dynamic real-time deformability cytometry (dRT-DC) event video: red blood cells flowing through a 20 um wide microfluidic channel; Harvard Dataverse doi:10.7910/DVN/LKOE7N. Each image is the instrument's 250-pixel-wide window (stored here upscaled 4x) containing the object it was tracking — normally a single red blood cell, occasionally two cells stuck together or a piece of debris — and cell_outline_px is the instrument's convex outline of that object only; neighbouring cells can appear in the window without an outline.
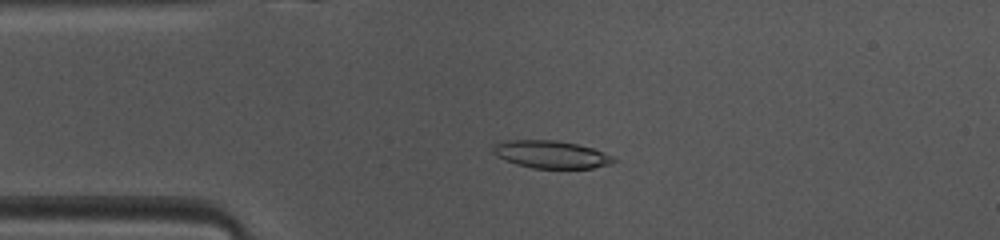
{"species": "common noctule bat (a hibernating species)", "species_latin": "Nyctalus noctula", "temperature_condition": "warm", "stored_images_in_passage": 47, "camera_frame_rate_fps": 3000, "um_per_image_px": 0.085, "animal": {"sex": "female", "body_mass_g": 10.0, "forearm_length_mm": 53.1}, "frame": {"image": 1, "passage_image": 10, "time_ms": 3.0, "image_size_px": [1000, 240], "cell_outline_px": [[616, 160], [612, 164], [592, 168], [532, 168], [516, 164], [504, 160], [496, 156], [492, 152], [492, 148], [496, 144], [504, 140], [556, 140], [576, 144], [592, 148], [604, 152], [612, 156]], "centroid_in_image_um": [46.82, 13.13], "position_along_channel_um": 38.2, "area_um2": 19.42}}
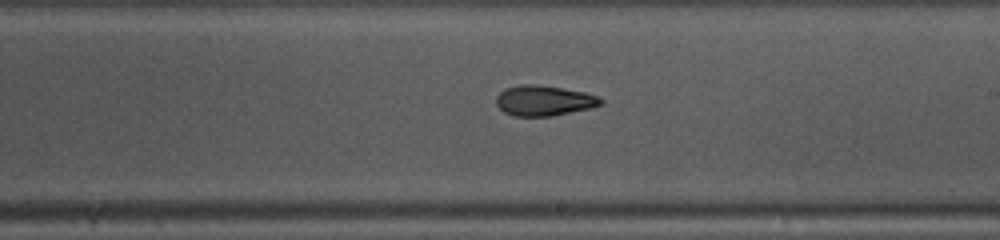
{"frame": {"image": 2, "passage_image": 26, "time_ms": 8.333, "image_size_px": [1000, 240], "cell_outline_px": [[604, 104], [592, 108], [552, 116], [512, 116], [504, 112], [496, 104], [496, 96], [504, 88], [520, 84], [536, 84], [564, 88], [584, 92], [596, 96], [604, 100]], "centroid_in_image_um": [46.24, 8.55], "position_along_channel_um": 242.8, "area_um2": 18.73}}
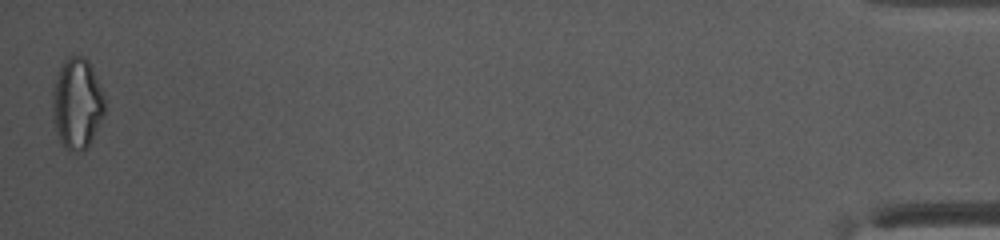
{"frame": {"image": 3, "passage_image": 47, "time_ms": 15.333, "image_size_px": [1000, 240], "cell_outline_px": [[104, 116], [88, 148], [80, 152], [68, 152], [60, 144], [56, 132], [52, 116], [52, 96], [56, 80], [60, 68], [68, 56], [84, 56], [88, 60], [104, 92]], "centroid_in_image_um": [6.55, 8.86], "position_along_channel_um": 428.6, "area_um2": 28.03}, "authors_computed_cell_mechanics": {"area_um2": 19.1318, "velocity_mm_per_s": 4.1162, "shape_relaxation_time_tau1_ms": 7.5693, "shape_relaxation_time_tau2_ms": 4.9277, "deformation_change_tau1": 0.2349, "deformation_change_tau2": 0.14}}